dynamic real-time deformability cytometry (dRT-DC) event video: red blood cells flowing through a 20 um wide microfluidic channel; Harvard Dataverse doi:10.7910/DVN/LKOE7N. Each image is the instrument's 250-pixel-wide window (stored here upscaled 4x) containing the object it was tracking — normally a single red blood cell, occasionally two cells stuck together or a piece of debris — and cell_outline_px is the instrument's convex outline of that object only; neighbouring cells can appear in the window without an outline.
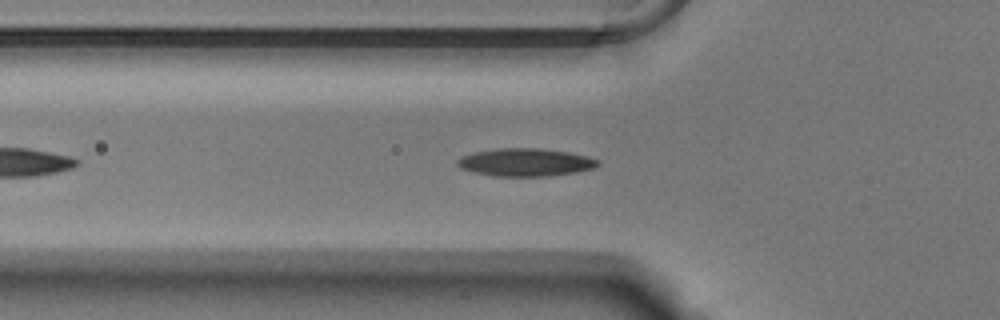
{"species": "Egyptian fruit bat (a non-hibernating species)", "species_latin": "Rousettus aegyptiacus", "temperature_condition": "warm", "stored_images_in_passage": 20, "camera_frame_rate_fps": 3000, "um_per_image_px": 0.085, "animal": {"sex": "male"}, "frame": {"image": 1, "passage_image": 8, "time_ms": 2.333, "image_size_px": [1000, 320], "cell_outline_px": [[600, 164], [592, 168], [576, 172], [548, 176], [492, 176], [460, 168], [456, 164], [456, 160], [460, 156], [476, 152], [496, 148], [540, 148], [568, 152], [600, 160]], "centroid_in_image_um": [44.63, 13.79], "position_along_channel_um": 81.2, "area_um2": 22.72}}
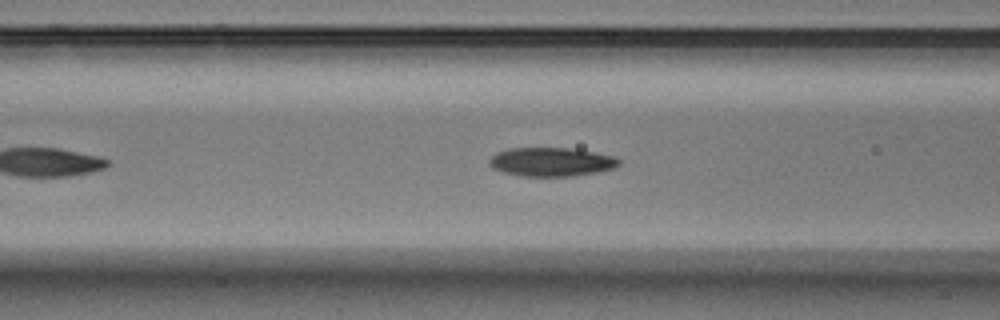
{"frame": {"image": 2, "passage_image": 11, "time_ms": 3.333, "image_size_px": [1000, 320], "cell_outline_px": [[620, 164], [612, 168], [596, 172], [572, 176], [520, 176], [504, 172], [492, 168], [488, 164], [488, 160], [496, 152], [508, 148], [568, 148], [592, 152], [612, 156], [620, 160]], "centroid_in_image_um": [46.79, 13.76], "position_along_channel_um": 119.8, "area_um2": 21.62}}
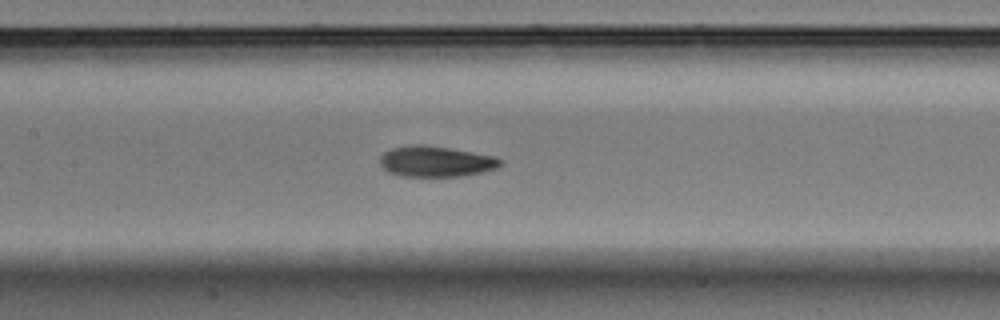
{"frame": {"image": 3, "passage_image": 15, "time_ms": 4.667, "image_size_px": [1000, 320], "cell_outline_px": [[504, 164], [496, 168], [484, 172], [464, 176], [400, 176], [388, 172], [380, 164], [380, 156], [384, 152], [392, 148], [412, 144], [420, 144], [448, 148], [496, 156], [504, 160]], "centroid_in_image_um": [37.08, 13.73], "position_along_channel_um": 170.3, "area_um2": 21.73}}